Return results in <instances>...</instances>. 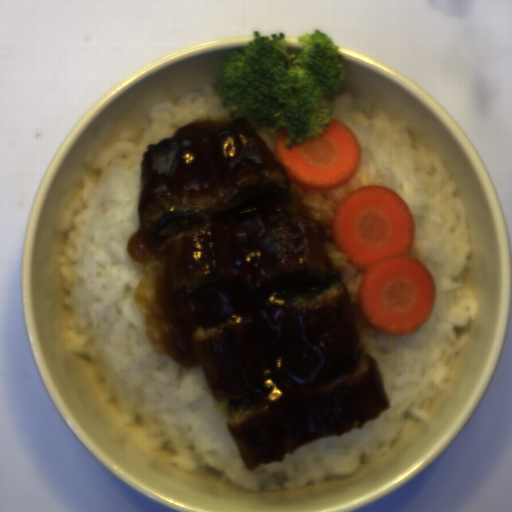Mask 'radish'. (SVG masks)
Masks as SVG:
<instances>
[{
  "label": "radish",
  "instance_id": "1f323893",
  "mask_svg": "<svg viewBox=\"0 0 512 512\" xmlns=\"http://www.w3.org/2000/svg\"><path fill=\"white\" fill-rule=\"evenodd\" d=\"M332 243L362 273L358 309L379 333L406 336L431 317L436 282L410 255L414 217L403 198L386 187L364 186L342 198L334 211Z\"/></svg>",
  "mask_w": 512,
  "mask_h": 512
},
{
  "label": "radish",
  "instance_id": "8e3532e8",
  "mask_svg": "<svg viewBox=\"0 0 512 512\" xmlns=\"http://www.w3.org/2000/svg\"><path fill=\"white\" fill-rule=\"evenodd\" d=\"M329 120L328 127L316 138H304L301 144L289 139L287 127L273 135V161L289 183L311 190H331L354 178L361 161V147L343 121Z\"/></svg>",
  "mask_w": 512,
  "mask_h": 512
}]
</instances>
